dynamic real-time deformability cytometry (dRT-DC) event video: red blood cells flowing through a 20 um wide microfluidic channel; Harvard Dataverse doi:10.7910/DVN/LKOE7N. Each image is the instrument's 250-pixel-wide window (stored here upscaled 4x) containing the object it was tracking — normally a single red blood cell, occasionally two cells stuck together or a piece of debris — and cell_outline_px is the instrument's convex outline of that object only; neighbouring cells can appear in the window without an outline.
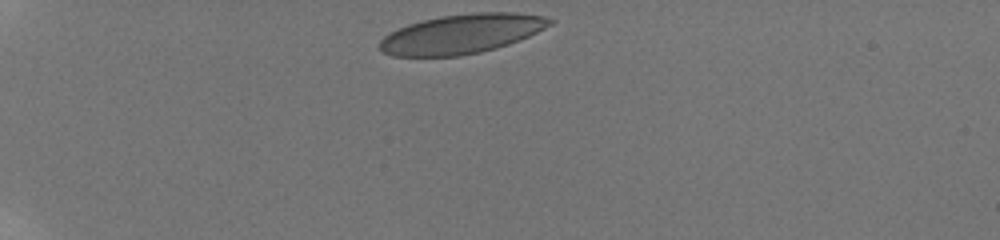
{"species": "human", "species_latin": "Homo sapiens", "temperature_condition": "room temperature", "stored_images_in_passage": 9, "camera_frame_rate_fps": 3000, "um_per_image_px": 0.085, "donor": {"sex": "male"}, "frame": {"image": 1, "passage_image": 1, "time_ms": 0.0, "image_size_px": [1000, 240], "cell_outline_px": [[556, 20], [552, 24], [520, 40], [496, 48], [480, 52], [460, 56], [392, 56], [384, 52], [380, 48], [380, 40], [384, 36], [408, 24], [440, 16], [476, 12], [516, 12], [544, 16]], "centroid_in_image_um": [39.27, 2.87], "position_along_channel_um": 45.7, "area_um2": 38.9}}
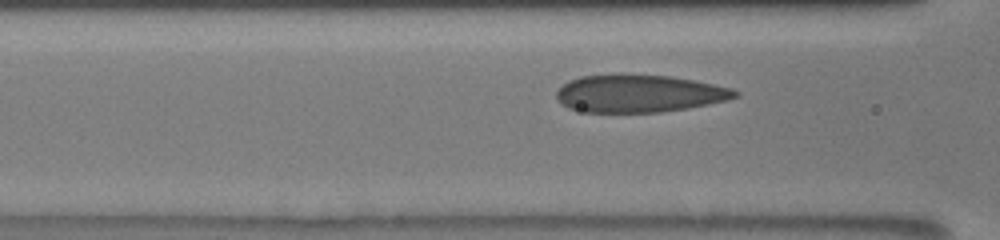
{"frame": {"image": 2, "passage_image": 7, "time_ms": 3.333, "image_size_px": [1000, 240], "cell_outline_px": [[740, 96], [728, 100], [688, 108], [660, 112], [584, 112], [568, 108], [560, 104], [556, 100], [556, 92], [568, 80], [580, 76], [620, 72], [668, 76], [692, 80], [732, 88], [740, 92]], "centroid_in_image_um": [54.28, 7.93], "position_along_channel_um": 112.3, "area_um2": 39.82}}
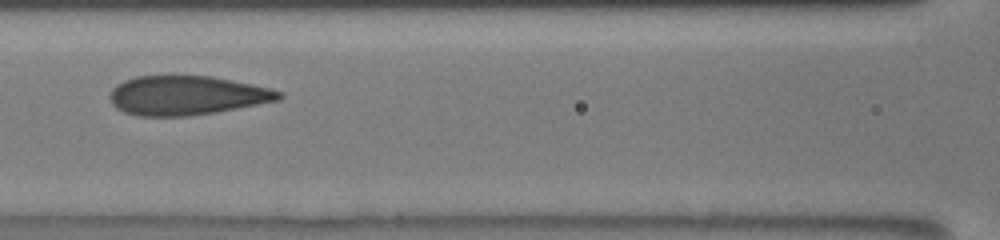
{"frame": {"image": 3, "passage_image": 9, "time_ms": 4.333, "image_size_px": [1000, 240], "cell_outline_px": [[284, 96], [280, 100], [216, 112], [188, 116], [136, 116], [124, 112], [116, 108], [112, 104], [108, 96], [112, 88], [116, 84], [124, 80], [136, 76], [212, 76], [252, 84], [284, 92]], "centroid_in_image_um": [15.85, 8.11], "position_along_channel_um": 150.7, "area_um2": 38.84}}